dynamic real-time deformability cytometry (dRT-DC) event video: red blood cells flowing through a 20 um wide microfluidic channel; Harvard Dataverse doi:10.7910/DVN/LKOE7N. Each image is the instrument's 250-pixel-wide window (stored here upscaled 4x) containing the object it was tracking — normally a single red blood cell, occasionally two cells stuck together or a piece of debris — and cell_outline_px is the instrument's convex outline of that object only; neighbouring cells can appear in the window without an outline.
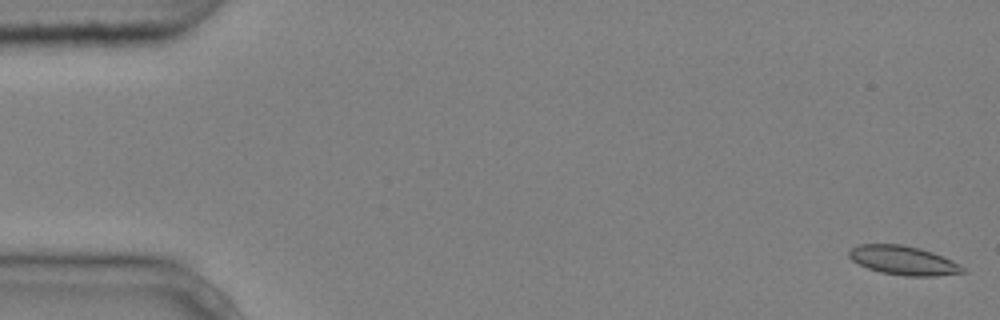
{"species": "common noctule bat (a hibernating species)", "species_latin": "Nyctalus noctula", "temperature_condition": "cold", "stored_images_in_passage": 4, "camera_frame_rate_fps": 3000, "um_per_image_px": 0.085, "animal": {"sex": "male", "body_mass_g": 20.4}, "frame": {"image": 1, "passage_image": 1, "time_ms": 0.0, "image_size_px": [1000, 320], "cell_outline_px": [[968, 272], [936, 276], [904, 276], [880, 272], [868, 268], [852, 260], [848, 256], [848, 252], [856, 244], [900, 244], [920, 248], [932, 252], [952, 260], [964, 268]], "centroid_in_image_um": [76.78, 22.13], "position_along_channel_um": 8.2, "area_um2": 19.25}}
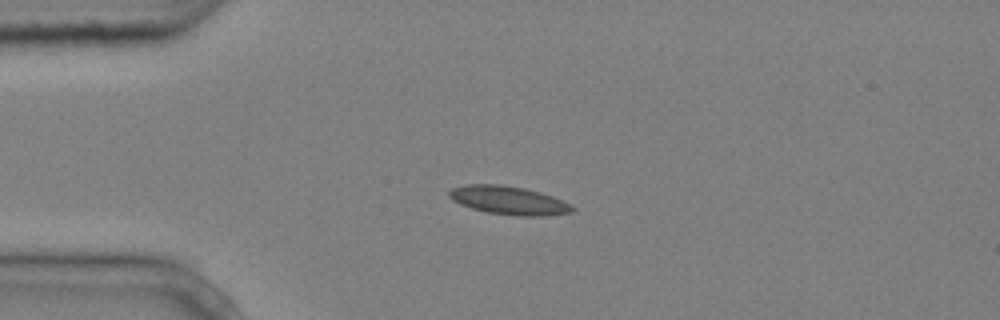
{"frame": {"image": 2, "passage_image": 4, "time_ms": 1.0, "image_size_px": [1000, 320], "cell_outline_px": [[576, 208], [572, 212], [548, 216], [520, 216], [488, 212], [472, 208], [460, 204], [452, 200], [448, 196], [448, 192], [452, 188], [464, 184], [500, 184], [524, 188], [540, 192], [552, 196]], "centroid_in_image_um": [43.21, 17.02], "position_along_channel_um": 41.8, "area_um2": 20.35}}